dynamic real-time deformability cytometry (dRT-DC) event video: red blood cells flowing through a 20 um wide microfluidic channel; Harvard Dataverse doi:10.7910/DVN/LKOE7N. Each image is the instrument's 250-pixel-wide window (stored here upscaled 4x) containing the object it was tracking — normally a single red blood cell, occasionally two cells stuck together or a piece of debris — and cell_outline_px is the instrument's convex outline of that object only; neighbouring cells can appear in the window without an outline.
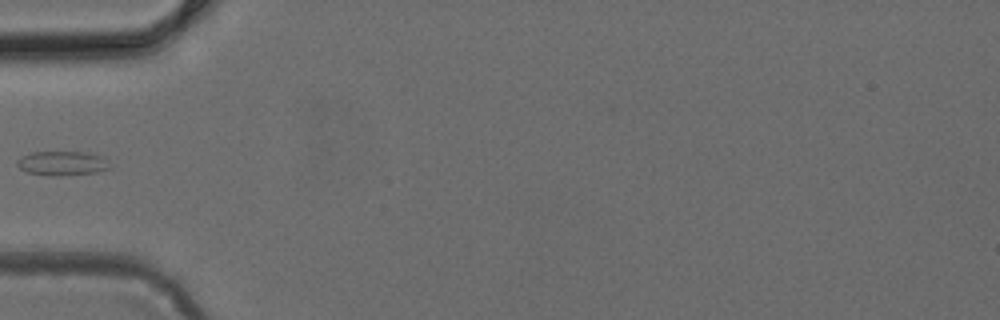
{"species": "common noctule bat (a hibernating species)", "species_latin": "Nyctalus noctula", "temperature_condition": "cold", "stored_images_in_passage": 33, "camera_frame_rate_fps": 3000, "um_per_image_px": 0.085, "animal": {"sex": "female", "body_mass_g": 24.6, "forearm_length_mm": 56.2}, "frame": {"image": 1, "passage_image": 1, "time_ms": 0.0, "image_size_px": [1000, 320], "cell_outline_px": [[112, 168], [96, 172], [60, 176], [44, 176], [28, 172], [20, 168], [16, 164], [16, 160], [20, 156], [32, 152], [88, 152], [100, 156]], "centroid_in_image_um": [5.23, 13.89], "position_along_channel_um": 79.8, "area_um2": 13.18}}
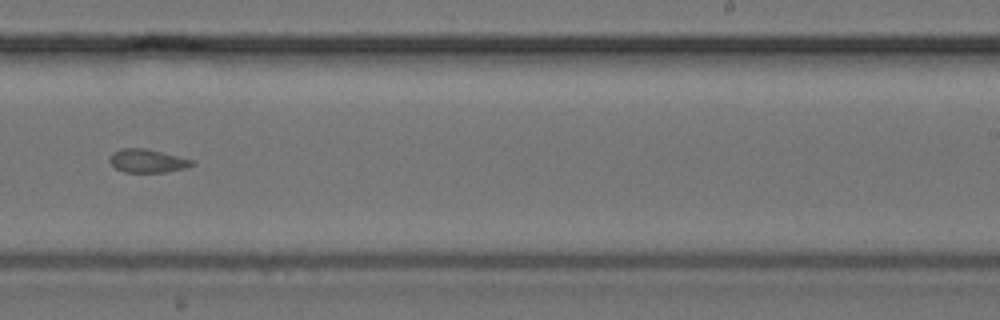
{"frame": {"image": 2, "passage_image": 15, "time_ms": 4.667, "image_size_px": [1000, 320], "cell_outline_px": [[196, 164], [184, 168], [164, 172], [124, 172], [116, 168], [108, 160], [112, 152], [120, 148], [148, 148], [196, 160]], "centroid_in_image_um": [12.56, 13.65], "position_along_channel_um": 276.4, "area_um2": 11.44}}
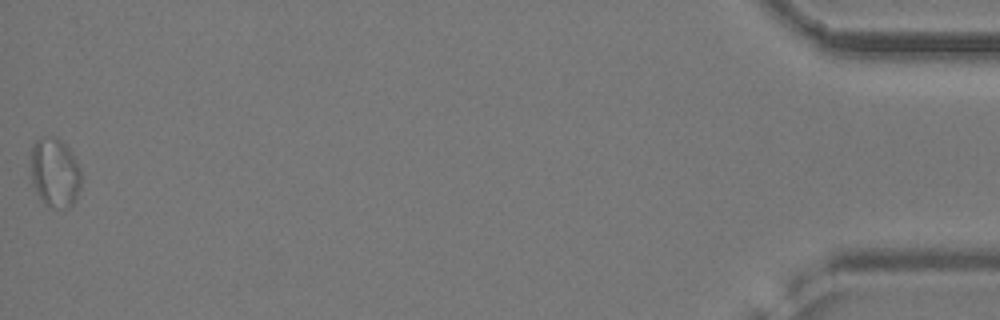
{"frame": {"image": 3, "passage_image": 33, "time_ms": 10.667, "image_size_px": [1000, 320], "cell_outline_px": [[80, 188], [72, 204], [68, 208], [48, 208], [44, 204], [36, 192], [32, 184], [32, 148], [36, 140], [48, 136], [56, 136], [68, 148], [80, 168]], "centroid_in_image_um": [4.66, 14.7], "position_along_channel_um": 430.5, "area_um2": 20.17}}